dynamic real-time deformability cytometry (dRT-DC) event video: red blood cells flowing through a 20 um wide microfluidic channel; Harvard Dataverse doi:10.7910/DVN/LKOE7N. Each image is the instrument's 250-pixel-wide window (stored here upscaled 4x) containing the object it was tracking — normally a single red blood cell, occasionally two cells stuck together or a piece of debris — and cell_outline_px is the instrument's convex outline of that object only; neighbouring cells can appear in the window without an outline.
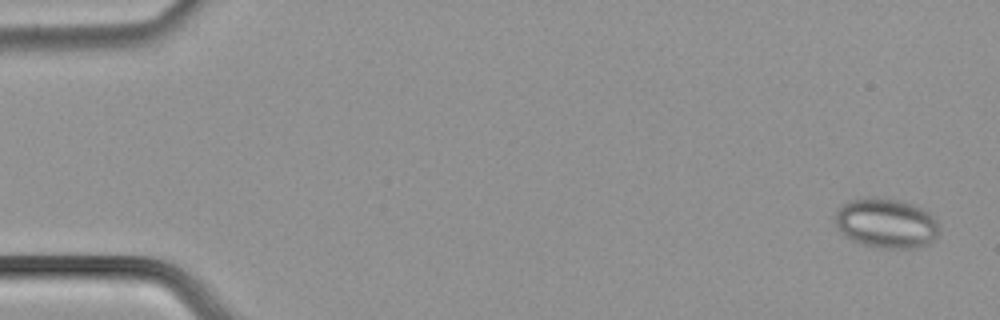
{"species": "common noctule bat (a hibernating species)", "species_latin": "Nyctalus noctula", "temperature_condition": "cold", "stored_images_in_passage": 5, "camera_frame_rate_fps": 3000, "um_per_image_px": 0.085, "animal": {"sex": "male", "body_mass_g": 21.5, "forearm_length_mm": 52.0}, "frame": {"image": 1, "passage_image": 1, "time_ms": 0.0, "image_size_px": [1000, 320], "cell_outline_px": [[940, 232], [928, 244], [916, 248], [884, 248], [864, 244], [852, 240], [836, 224], [836, 212], [844, 204], [852, 200], [900, 200], [912, 204], [928, 212], [936, 220]], "centroid_in_image_um": [75.4, 19.01], "position_along_channel_um": 9.6, "area_um2": 29.02}}